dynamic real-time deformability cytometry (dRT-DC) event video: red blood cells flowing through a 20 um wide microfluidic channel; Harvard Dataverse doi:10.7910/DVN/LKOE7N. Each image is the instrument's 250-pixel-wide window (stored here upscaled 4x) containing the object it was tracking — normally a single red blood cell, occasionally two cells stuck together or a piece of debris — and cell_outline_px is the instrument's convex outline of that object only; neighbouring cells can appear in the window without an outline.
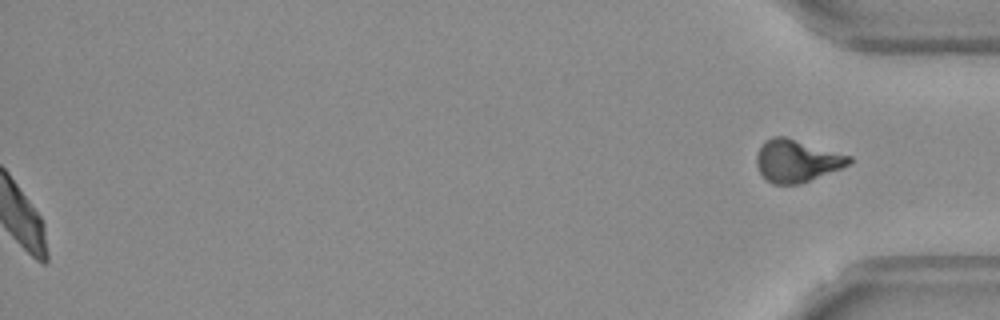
{"species": "Egyptian fruit bat (a non-hibernating species)", "species_latin": "Rousettus aegyptiacus", "temperature_condition": "warm", "stored_images_in_passage": 57, "segment_of_instrument_passage": [2, 2], "camera_frame_rate_fps": 3000, "um_per_image_px": 0.085, "frame": {"image": 1, "passage_image": 57, "time_ms": 18.667, "image_size_px": [1000, 320], "cell_outline_px": [[852, 164], [800, 184], [772, 184], [760, 172], [756, 164], [756, 156], [764, 140], [772, 136], [784, 136], [852, 156]], "centroid_in_image_um": [67.74, 13.66], "position_along_channel_um": 367.5, "area_um2": 22.83}}